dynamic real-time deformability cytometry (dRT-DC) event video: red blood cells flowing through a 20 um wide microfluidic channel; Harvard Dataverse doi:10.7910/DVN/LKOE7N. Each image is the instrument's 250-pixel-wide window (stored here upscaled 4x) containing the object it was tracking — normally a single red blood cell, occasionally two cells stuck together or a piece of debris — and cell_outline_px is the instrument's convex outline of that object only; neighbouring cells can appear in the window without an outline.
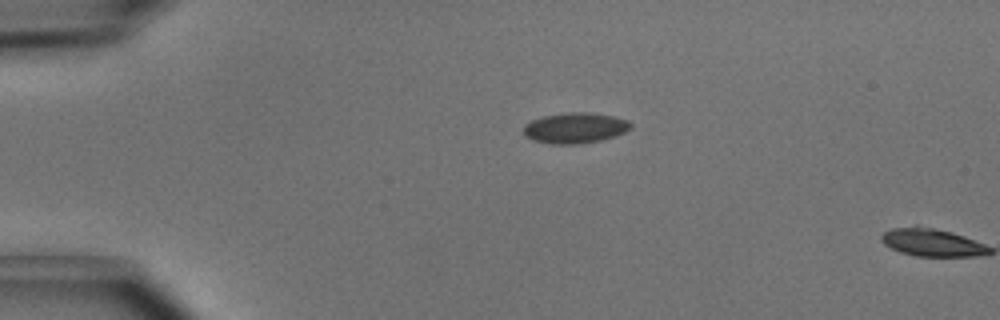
{"species": "common noctule bat (a hibernating species)", "species_latin": "Nyctalus noctula", "temperature_condition": "cold", "stored_images_in_passage": 2, "camera_frame_rate_fps": 3000, "um_per_image_px": 0.085, "animal": {"sex": "male", "body_mass_g": 15.6}, "frame": {"image": 1, "passage_image": 1, "time_ms": 0.0, "image_size_px": [1000, 320], "cell_outline_px": [[632, 128], [616, 136], [600, 140], [580, 144], [552, 144], [532, 140], [524, 136], [524, 124], [532, 120], [544, 116], [572, 112], [588, 112], [612, 116], [628, 120], [632, 124]], "centroid_in_image_um": [48.88, 10.88], "position_along_channel_um": 36.1, "area_um2": 19.13}}